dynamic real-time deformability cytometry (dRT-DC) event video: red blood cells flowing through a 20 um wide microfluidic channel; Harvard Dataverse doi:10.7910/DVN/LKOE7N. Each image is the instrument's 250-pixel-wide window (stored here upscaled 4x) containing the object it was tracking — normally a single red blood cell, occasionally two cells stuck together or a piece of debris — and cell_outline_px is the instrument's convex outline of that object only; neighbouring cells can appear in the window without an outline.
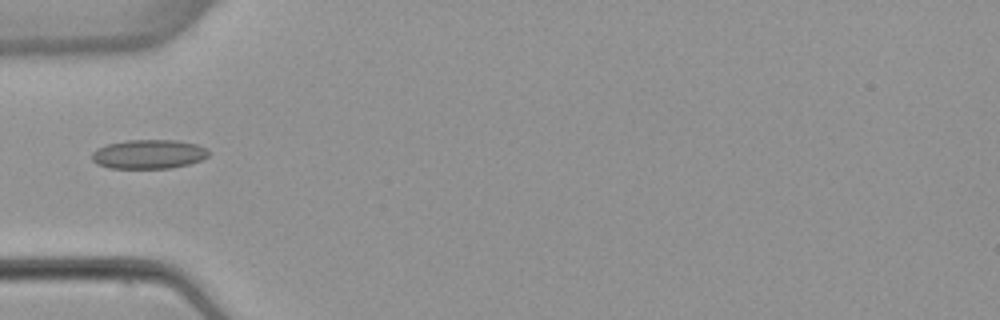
{"species": "common noctule bat (a hibernating species)", "species_latin": "Nyctalus noctula", "temperature_condition": "warm", "stored_images_in_passage": 5, "camera_frame_rate_fps": 3000, "um_per_image_px": 0.085, "animal": {"sex": "female", "body_mass_g": 22.7, "forearm_length_mm": 54.2}, "frame": {"image": 1, "passage_image": 4, "time_ms": 4.333, "image_size_px": [1000, 320], "cell_outline_px": [[208, 156], [200, 160], [188, 164], [172, 168], [108, 168], [96, 164], [92, 160], [92, 152], [96, 148], [108, 144], [128, 140], [176, 140], [196, 144], [204, 148], [208, 152]], "centroid_in_image_um": [12.59, 13.11], "position_along_channel_um": 72.4, "area_um2": 19.77}}
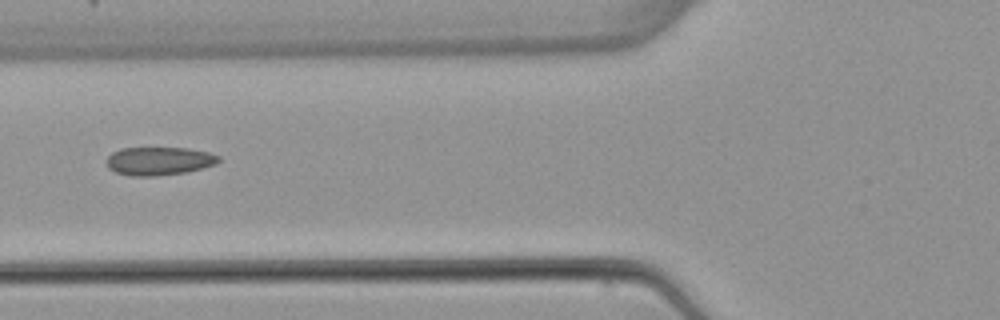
{"frame": {"image": 2, "passage_image": 5, "time_ms": 5.333, "image_size_px": [1000, 320], "cell_outline_px": [[220, 160], [216, 164], [188, 172], [156, 176], [132, 176], [116, 172], [108, 168], [104, 160], [112, 152], [120, 148], [188, 148], [208, 152], [220, 156]], "centroid_in_image_um": [13.5, 13.69], "position_along_channel_um": 112.3, "area_um2": 18.67}}